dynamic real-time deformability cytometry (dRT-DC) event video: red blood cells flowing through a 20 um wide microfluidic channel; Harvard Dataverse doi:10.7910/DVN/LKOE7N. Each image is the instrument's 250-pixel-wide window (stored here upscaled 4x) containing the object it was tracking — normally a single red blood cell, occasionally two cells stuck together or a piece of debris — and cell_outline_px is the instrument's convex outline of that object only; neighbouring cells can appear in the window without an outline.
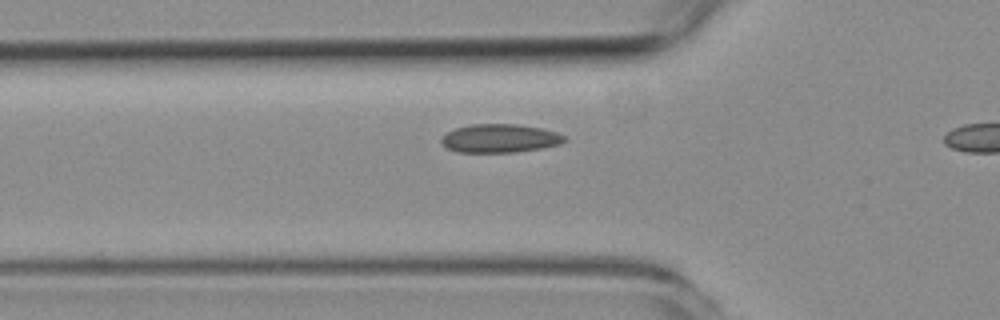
{"species": "common noctule bat (a hibernating species)", "species_latin": "Nyctalus noctula", "temperature_condition": "room temperature", "stored_images_in_passage": 6, "camera_frame_rate_fps": 3000, "um_per_image_px": 0.085, "animal": {"sex": "female", "body_mass_g": 19.3, "forearm_length_mm": 54.1}, "frame": {"image": 1, "passage_image": 4, "time_ms": 1.0, "image_size_px": [1000, 320], "cell_outline_px": [[568, 140], [560, 144], [544, 148], [516, 152], [456, 152], [448, 148], [440, 140], [448, 132], [456, 128], [472, 124], [516, 124], [544, 128], [556, 132], [564, 136]], "centroid_in_image_um": [42.54, 11.76], "position_along_channel_um": 83.3, "area_um2": 20.46}}